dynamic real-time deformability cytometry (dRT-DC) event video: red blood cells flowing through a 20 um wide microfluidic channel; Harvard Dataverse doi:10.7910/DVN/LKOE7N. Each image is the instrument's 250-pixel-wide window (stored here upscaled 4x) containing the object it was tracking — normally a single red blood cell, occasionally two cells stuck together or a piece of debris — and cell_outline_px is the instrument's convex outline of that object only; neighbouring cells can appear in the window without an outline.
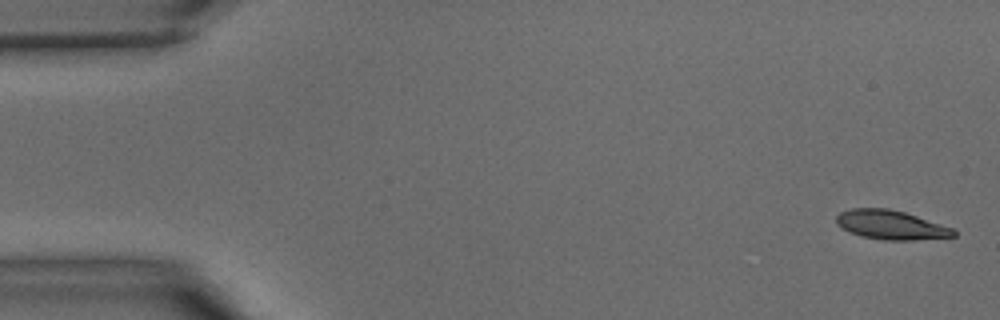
{"species": "common noctule bat (a hibernating species)", "species_latin": "Nyctalus noctula", "temperature_condition": "warm", "stored_images_in_passage": 8, "camera_frame_rate_fps": 3000, "um_per_image_px": 0.085, "animal": {"sex": "male", "body_mass_g": 15.6}, "frame": {"image": 1, "passage_image": 1, "time_ms": 0.0, "image_size_px": [1000, 320], "cell_outline_px": [[956, 236], [912, 240], [884, 240], [864, 236], [840, 228], [836, 224], [836, 216], [840, 212], [852, 208], [888, 208], [904, 212], [952, 228], [956, 232]], "centroid_in_image_um": [75.69, 19.11], "position_along_channel_um": 9.3, "area_um2": 19.65}}